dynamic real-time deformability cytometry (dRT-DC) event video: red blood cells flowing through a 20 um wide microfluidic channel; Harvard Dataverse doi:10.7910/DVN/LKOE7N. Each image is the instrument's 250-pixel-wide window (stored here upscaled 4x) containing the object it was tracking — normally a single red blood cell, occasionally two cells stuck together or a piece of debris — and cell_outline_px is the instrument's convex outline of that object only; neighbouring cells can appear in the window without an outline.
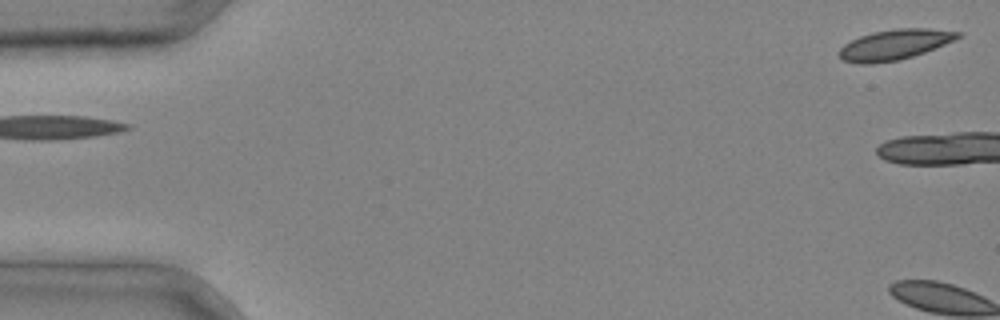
{"species": "common noctule bat (a hibernating species)", "species_latin": "Nyctalus noctula", "temperature_condition": "cold", "stored_images_in_passage": 2, "segment_of_instrument_passage": [2, 2], "camera_frame_rate_fps": 3000, "um_per_image_px": 0.085, "animal": {"sex": "male", "body_mass_g": 20.4}, "frame": {"image": 1, "passage_image": 2, "time_ms": 0.333, "image_size_px": [1000, 320], "cell_outline_px": [[964, 36], [956, 40], [924, 52], [900, 60], [872, 64], [856, 64], [840, 60], [836, 52], [844, 44], [860, 36], [872, 32], [896, 28], [928, 28], [964, 32]], "centroid_in_image_um": [76.03, 3.8], "position_along_channel_um": 9.0, "area_um2": 21.44}}